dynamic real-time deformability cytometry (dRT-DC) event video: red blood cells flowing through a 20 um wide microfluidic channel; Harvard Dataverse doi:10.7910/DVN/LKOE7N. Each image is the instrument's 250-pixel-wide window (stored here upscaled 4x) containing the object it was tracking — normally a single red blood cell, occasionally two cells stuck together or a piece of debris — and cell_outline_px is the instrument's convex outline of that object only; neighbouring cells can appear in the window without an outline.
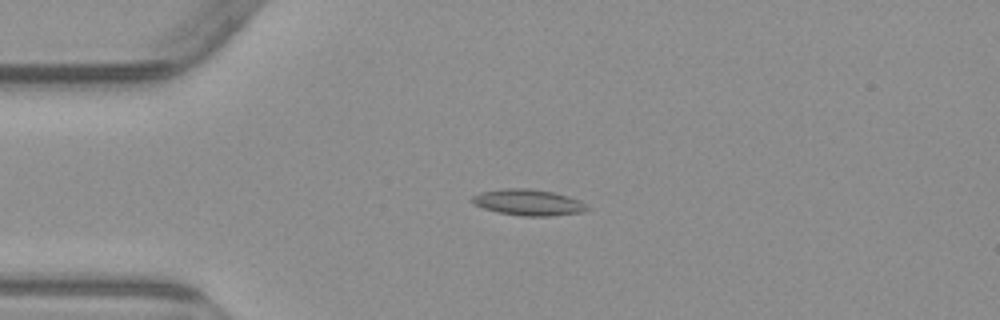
{"species": "common noctule bat (a hibernating species)", "species_latin": "Nyctalus noctula", "temperature_condition": "warm", "stored_images_in_passage": 7, "camera_frame_rate_fps": 3000, "um_per_image_px": 0.085, "animal": {"sex": "male", "body_mass_g": 23.1, "forearm_length_mm": 52.7}, "frame": {"image": 1, "passage_image": 4, "time_ms": 3.667, "image_size_px": [1000, 320], "cell_outline_px": [[592, 208], [584, 212], [552, 216], [524, 216], [496, 212], [484, 208], [476, 204], [472, 200], [472, 196], [480, 192], [500, 188], [528, 188], [552, 192], [568, 196], [580, 200]], "centroid_in_image_um": [44.95, 17.2], "position_along_channel_um": 40.0, "area_um2": 17.63}}
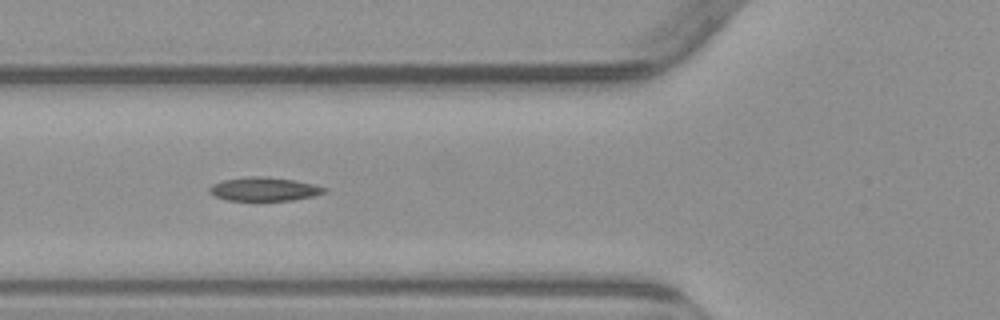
{"frame": {"image": 2, "passage_image": 6, "time_ms": 6.0, "image_size_px": [1000, 320], "cell_outline_px": [[328, 192], [312, 196], [292, 200], [228, 200], [216, 196], [208, 192], [208, 188], [212, 184], [224, 180], [248, 176], [264, 176], [296, 180], [328, 188]], "centroid_in_image_um": [22.47, 16.06], "position_along_channel_um": 103.3, "area_um2": 15.84}}
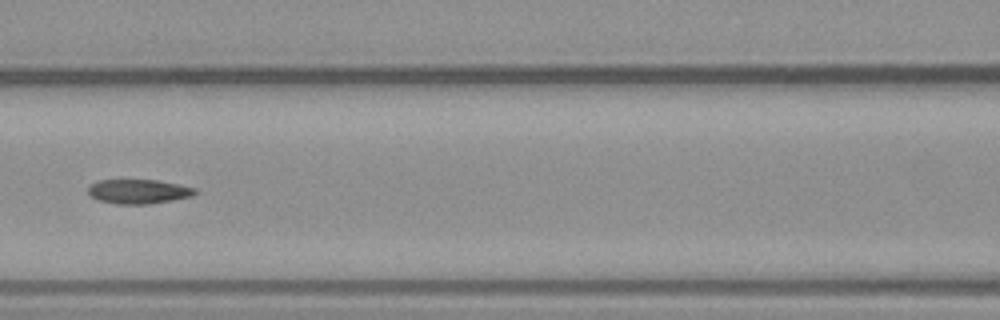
{"frame": {"image": 3, "passage_image": 7, "time_ms": 7.333, "image_size_px": [1000, 320], "cell_outline_px": [[200, 192], [192, 196], [172, 200], [148, 204], [116, 204], [96, 200], [88, 192], [88, 188], [92, 184], [100, 180], [156, 180], [196, 188]], "centroid_in_image_um": [11.79, 16.28], "position_along_channel_um": 154.8, "area_um2": 15.14}}